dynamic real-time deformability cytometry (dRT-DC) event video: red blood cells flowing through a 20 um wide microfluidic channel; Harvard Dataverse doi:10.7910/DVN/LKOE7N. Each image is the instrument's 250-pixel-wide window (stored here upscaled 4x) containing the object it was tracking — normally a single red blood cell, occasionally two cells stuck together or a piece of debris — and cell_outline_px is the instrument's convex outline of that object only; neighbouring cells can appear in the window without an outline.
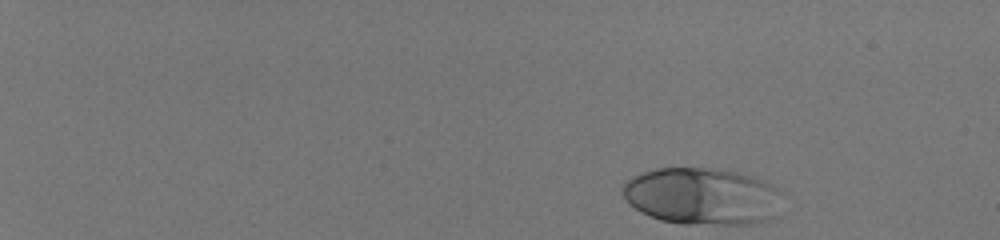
{"species": "human", "species_latin": "Homo sapiens", "temperature_condition": "room temperature", "stored_images_in_passage": 45, "camera_frame_rate_fps": 3000, "um_per_image_px": 0.085, "donor": {"sex": "male"}, "frame": {"image": 1, "passage_image": 1, "time_ms": 0.0, "image_size_px": [1000, 240], "cell_outline_px": [[780, 192], [768, 220], [752, 224], [684, 224], [660, 220], [628, 204], [624, 196], [624, 180], [632, 176], [656, 168], [720, 168], [740, 172], [752, 176], [772, 184]], "centroid_in_image_um": [59.62, 16.66], "position_along_channel_um": 25.4, "area_um2": 52.54}}
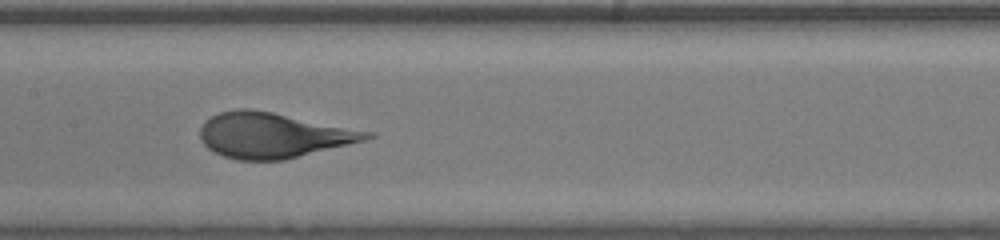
{"frame": {"image": 2, "passage_image": 26, "time_ms": 8.333, "image_size_px": [1000, 240], "cell_outline_px": [[376, 136], [364, 140], [284, 160], [236, 160], [224, 156], [208, 148], [200, 140], [200, 128], [204, 120], [220, 112], [236, 108], [248, 108], [272, 112], [372, 132]], "centroid_in_image_um": [23.15, 11.49], "position_along_channel_um": 184.2, "area_um2": 43.58}}
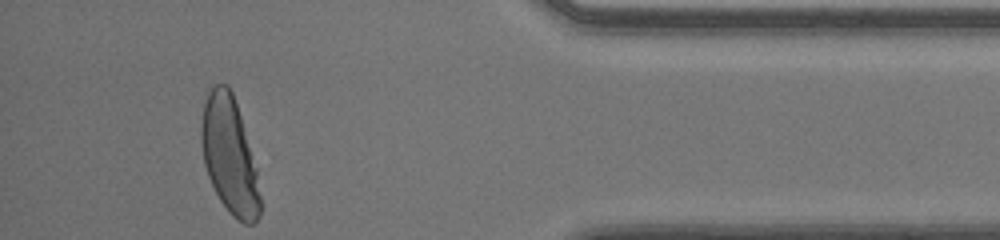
{"frame": {"image": 3, "passage_image": 45, "time_ms": 14.667, "image_size_px": [1000, 240], "cell_outline_px": [[260, 216], [252, 224], [244, 224], [232, 216], [228, 212], [220, 200], [208, 176], [204, 164], [200, 140], [200, 124], [204, 104], [208, 92], [212, 84], [228, 84], [232, 92], [240, 116], [256, 168], [260, 196]], "centroid_in_image_um": [19.48, 13.21], "position_along_channel_um": 415.7, "area_um2": 39.82}}